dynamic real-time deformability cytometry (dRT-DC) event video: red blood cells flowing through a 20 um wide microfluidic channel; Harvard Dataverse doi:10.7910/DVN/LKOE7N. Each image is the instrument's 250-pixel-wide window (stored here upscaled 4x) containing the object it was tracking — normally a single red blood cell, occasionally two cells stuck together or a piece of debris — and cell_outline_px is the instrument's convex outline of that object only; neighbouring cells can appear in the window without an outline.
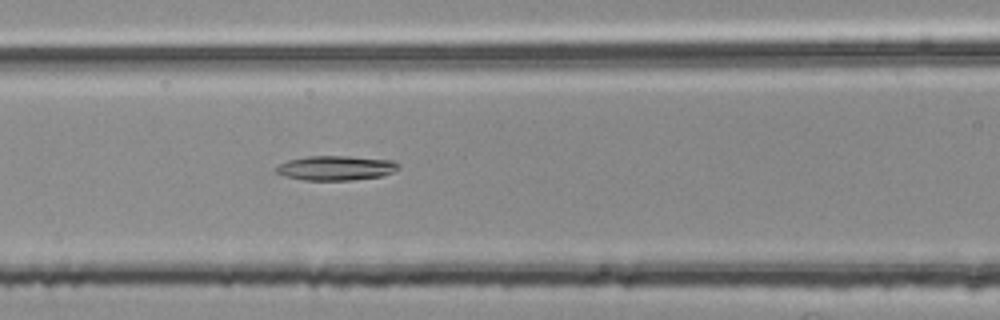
{"species": "common noctule bat (a hibernating species)", "species_latin": "Nyctalus noctula", "temperature_condition": "room temperature", "stored_images_in_passage": 55, "segment_of_instrument_passage": [2, 2], "camera_frame_rate_fps": 3000, "um_per_image_px": 0.085, "animal": {"sex": "female", "body_mass_g": 25.1}, "frame": {"image": 1, "passage_image": 24, "time_ms": 7.667, "image_size_px": [1000, 320], "cell_outline_px": [[400, 168], [384, 176], [352, 180], [304, 180], [284, 176], [276, 172], [276, 168], [280, 164], [288, 160], [308, 156], [348, 156], [392, 160], [400, 164]], "centroid_in_image_um": [28.58, 14.28], "position_along_channel_um": 138.0, "area_um2": 17.57}}
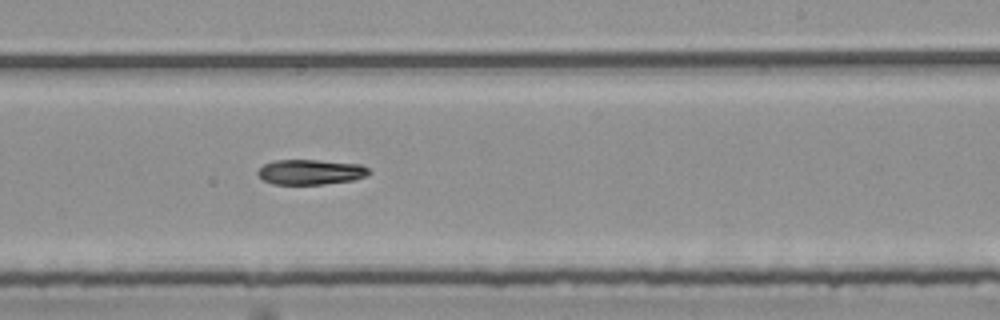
{"frame": {"image": 2, "passage_image": 34, "time_ms": 11.0, "image_size_px": [1000, 320], "cell_outline_px": [[372, 172], [368, 176], [352, 180], [324, 184], [272, 184], [264, 180], [256, 172], [264, 164], [272, 160], [316, 160], [360, 164], [368, 168]], "centroid_in_image_um": [26.42, 14.62], "position_along_channel_um": 262.6, "area_um2": 16.3}}
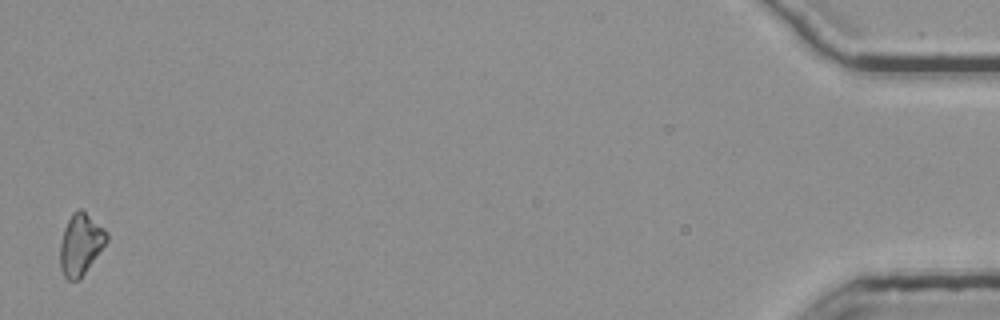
{"frame": {"image": 3, "passage_image": 55, "time_ms": 18.0, "image_size_px": [1000, 320], "cell_outline_px": [[108, 240], [80, 280], [68, 280], [64, 276], [60, 268], [60, 244], [64, 228], [72, 212], [76, 208], [80, 208], [104, 228], [108, 232]], "centroid_in_image_um": [6.85, 20.77], "position_along_channel_um": 428.4, "area_um2": 16.7}}